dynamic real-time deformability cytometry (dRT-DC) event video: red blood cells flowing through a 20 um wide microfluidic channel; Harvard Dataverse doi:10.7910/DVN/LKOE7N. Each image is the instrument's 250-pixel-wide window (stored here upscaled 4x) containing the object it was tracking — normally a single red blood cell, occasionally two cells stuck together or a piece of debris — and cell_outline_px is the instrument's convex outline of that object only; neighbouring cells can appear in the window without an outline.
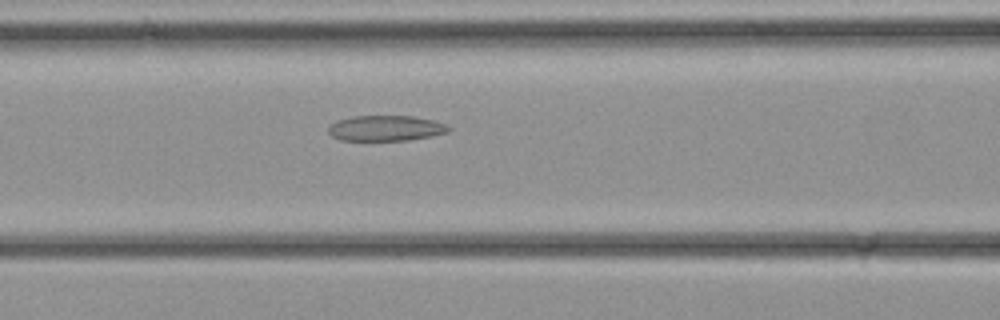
{"species": "common noctule bat (a hibernating species)", "species_latin": "Nyctalus noctula", "temperature_condition": "cold", "stored_images_in_passage": 29, "camera_frame_rate_fps": 3000, "um_per_image_px": 0.085, "animal": {"sex": "female", "body_mass_g": 21.9}, "frame": {"image": 1, "passage_image": 9, "time_ms": 2.667, "image_size_px": [1000, 320], "cell_outline_px": [[452, 128], [448, 132], [432, 136], [408, 140], [340, 140], [332, 136], [328, 132], [328, 128], [336, 120], [352, 116], [412, 116], [432, 120], [448, 124]], "centroid_in_image_um": [32.81, 10.89], "position_along_channel_um": 133.8, "area_um2": 17.92}}
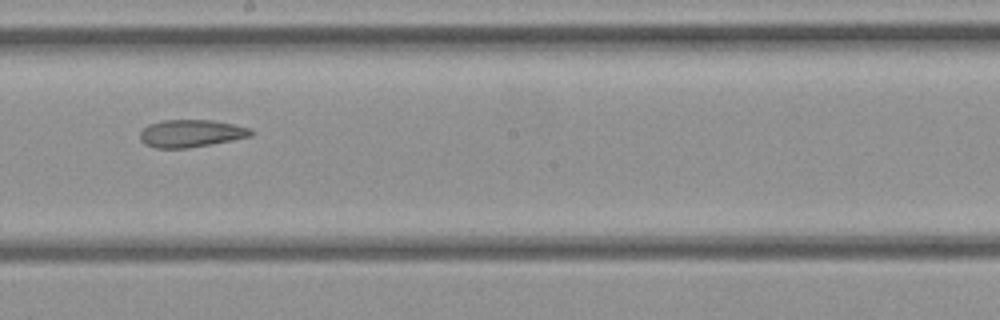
{"frame": {"image": 2, "passage_image": 14, "time_ms": 4.333, "image_size_px": [1000, 320], "cell_outline_px": [[256, 132], [252, 136], [232, 140], [188, 148], [156, 148], [144, 144], [140, 140], [140, 132], [148, 124], [164, 120], [212, 120], [252, 128]], "centroid_in_image_um": [16.25, 11.34], "position_along_channel_um": 231.9, "area_um2": 17.86}}
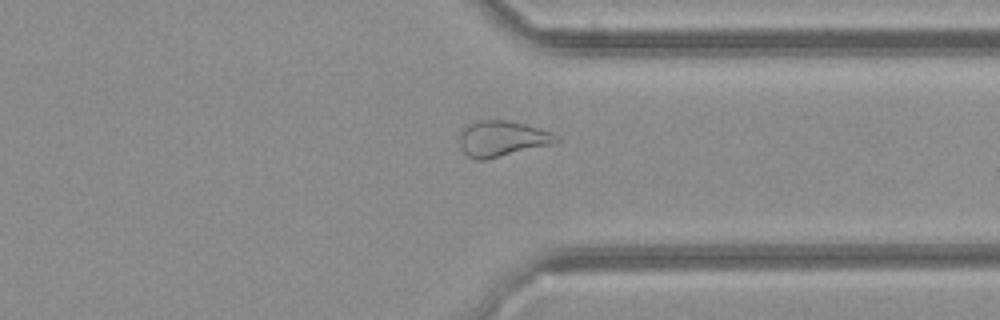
{"frame": {"image": 3, "passage_image": 21, "time_ms": 6.667, "image_size_px": [1000, 320], "cell_outline_px": [[560, 140], [552, 144], [484, 160], [476, 160], [468, 156], [460, 148], [460, 132], [464, 124], [480, 120], [504, 120], [524, 124], [552, 132], [560, 136]], "centroid_in_image_um": [42.65, 11.78], "position_along_channel_um": 368.7, "area_um2": 20.17}}